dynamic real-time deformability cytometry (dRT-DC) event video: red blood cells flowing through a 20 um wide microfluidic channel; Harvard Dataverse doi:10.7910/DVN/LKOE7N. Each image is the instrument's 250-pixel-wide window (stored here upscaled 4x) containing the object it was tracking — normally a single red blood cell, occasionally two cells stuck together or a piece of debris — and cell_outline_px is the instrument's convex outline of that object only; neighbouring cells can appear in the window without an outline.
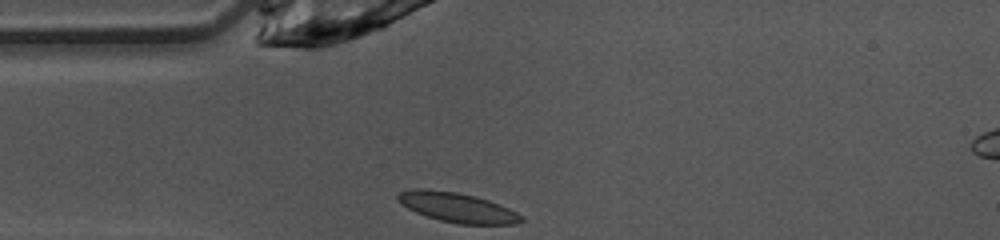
{"species": "common noctule bat (a hibernating species)", "species_latin": "Nyctalus noctula", "temperature_condition": "warm", "stored_images_in_passage": 37, "camera_frame_rate_fps": 3000, "um_per_image_px": 0.085, "animal": {"sex": "female", "body_mass_g": 10.0, "forearm_length_mm": 53.1}, "frame": {"image": 1, "passage_image": 1, "time_ms": 0.0, "image_size_px": [1000, 240], "cell_outline_px": [[524, 220], [516, 224], [460, 224], [440, 220], [416, 212], [408, 208], [396, 200], [396, 196], [400, 192], [420, 188], [424, 188], [456, 192], [488, 200], [508, 208], [524, 216]], "centroid_in_image_um": [38.87, 17.64], "position_along_channel_um": 46.1, "area_um2": 21.1}}
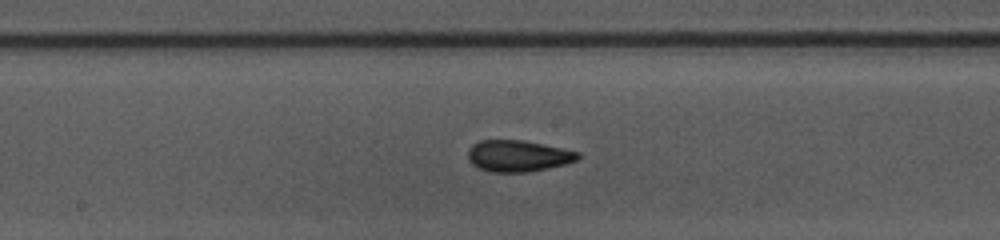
{"frame": {"image": 2, "passage_image": 13, "time_ms": 4.0, "image_size_px": [1000, 240], "cell_outline_px": [[580, 156], [576, 160], [564, 164], [548, 168], [528, 172], [492, 172], [480, 168], [472, 164], [468, 160], [468, 148], [472, 144], [480, 140], [524, 140], [580, 152]], "centroid_in_image_um": [44.01, 13.25], "position_along_channel_um": 204.2, "area_um2": 20.11}}
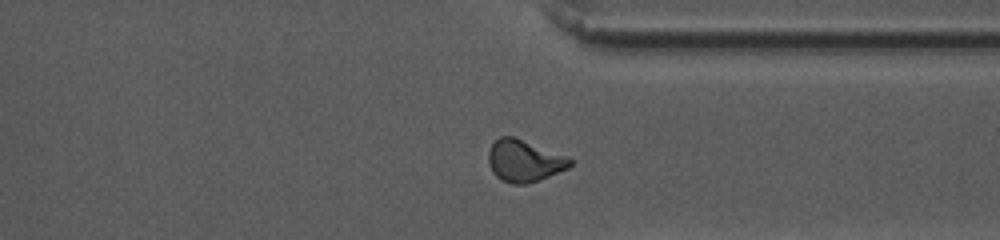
{"frame": {"image": 3, "passage_image": 25, "time_ms": 8.0, "image_size_px": [1000, 240], "cell_outline_px": [[576, 160], [568, 168], [548, 176], [524, 184], [512, 184], [496, 176], [492, 172], [488, 164], [488, 152], [492, 144], [500, 136], [512, 136]], "centroid_in_image_um": [44.54, 13.67], "position_along_channel_um": 366.9, "area_um2": 19.59}, "authors_computed_cell_mechanics": {"area_um2": 19.8254, "velocity_mm_per_s": 4.1169, "shape_relaxation_time_tau1_ms": 10.0307, "shape_relaxation_time_tau2_ms": 2.2722, "deformation_change_tau1": 0.2156, "deformation_change_tau2": 0.064}}